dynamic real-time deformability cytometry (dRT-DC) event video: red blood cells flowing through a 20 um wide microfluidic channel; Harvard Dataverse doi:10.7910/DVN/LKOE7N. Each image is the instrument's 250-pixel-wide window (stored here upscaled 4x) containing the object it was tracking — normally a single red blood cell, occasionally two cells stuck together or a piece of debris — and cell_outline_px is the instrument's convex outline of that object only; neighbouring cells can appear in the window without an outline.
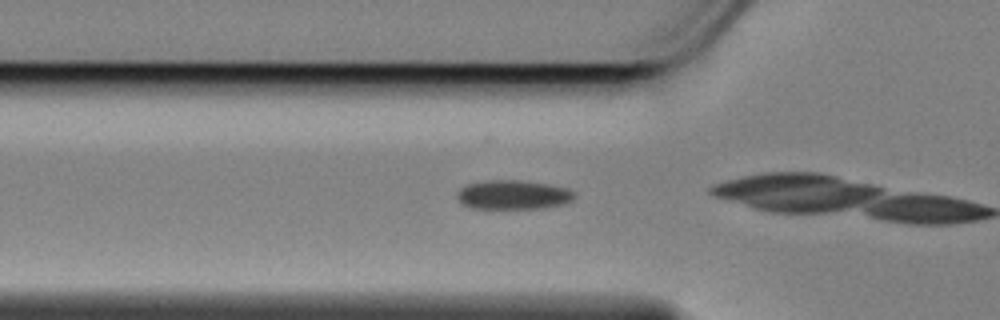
{"species": "Egyptian fruit bat (a non-hibernating species)", "species_latin": "Rousettus aegyptiacus", "temperature_condition": "cold", "stored_images_in_passage": 15, "camera_frame_rate_fps": 3000, "um_per_image_px": 0.085, "animal": {"sex": "female"}, "frame": {"image": 1, "passage_image": 13, "time_ms": 4.0, "image_size_px": [1000, 320], "cell_outline_px": [[576, 196], [572, 200], [564, 204], [544, 208], [468, 208], [460, 204], [456, 196], [456, 192], [460, 188], [468, 184], [484, 180], [520, 180], [548, 184], [568, 188]], "centroid_in_image_um": [43.57, 16.56], "position_along_channel_um": 82.2, "area_um2": 20.17}}